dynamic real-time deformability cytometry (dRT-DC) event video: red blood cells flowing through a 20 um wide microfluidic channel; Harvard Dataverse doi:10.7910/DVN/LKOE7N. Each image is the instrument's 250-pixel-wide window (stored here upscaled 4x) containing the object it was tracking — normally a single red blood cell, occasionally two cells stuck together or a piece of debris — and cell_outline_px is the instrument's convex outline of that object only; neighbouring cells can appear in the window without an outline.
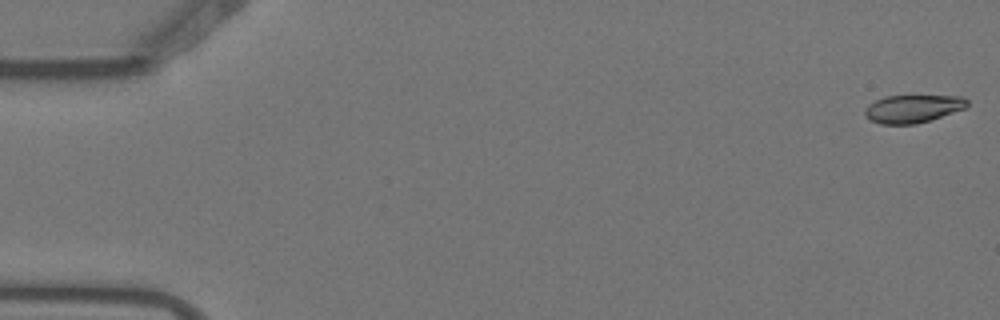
{"species": "Egyptian fruit bat (a non-hibernating species)", "species_latin": "Rousettus aegyptiacus", "temperature_condition": "warm", "stored_images_in_passage": 2, "camera_frame_rate_fps": 3000, "um_per_image_px": 0.085, "animal": {"sex": "female"}, "frame": {"image": 1, "passage_image": 1, "time_ms": 0.0, "image_size_px": [1000, 320], "cell_outline_px": [[968, 104], [964, 108], [916, 124], [880, 124], [864, 116], [864, 108], [868, 104], [884, 96], [964, 96], [968, 100]], "centroid_in_image_um": [77.54, 9.23], "position_along_channel_um": 7.5, "area_um2": 16.47}}